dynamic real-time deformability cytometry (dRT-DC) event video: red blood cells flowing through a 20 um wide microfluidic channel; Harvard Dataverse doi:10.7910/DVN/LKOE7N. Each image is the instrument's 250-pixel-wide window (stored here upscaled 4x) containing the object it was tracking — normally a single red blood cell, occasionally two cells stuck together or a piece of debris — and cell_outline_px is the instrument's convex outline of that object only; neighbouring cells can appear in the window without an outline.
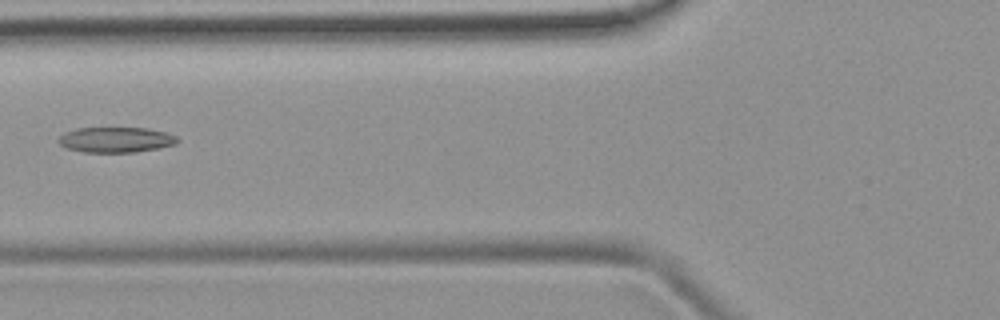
{"species": "common noctule bat (a hibernating species)", "species_latin": "Nyctalus noctula", "temperature_condition": "room temperature", "stored_images_in_passage": 7, "camera_frame_rate_fps": 3000, "um_per_image_px": 0.085, "animal": {"sex": "female", "body_mass_g": 19.9}, "frame": {"image": 1, "passage_image": 6, "time_ms": 5.667, "image_size_px": [1000, 320], "cell_outline_px": [[180, 140], [176, 144], [136, 152], [84, 152], [68, 148], [60, 144], [56, 140], [64, 132], [76, 128], [148, 128], [164, 132], [176, 136]], "centroid_in_image_um": [9.83, 11.87], "position_along_channel_um": 116.0, "area_um2": 17.51}}
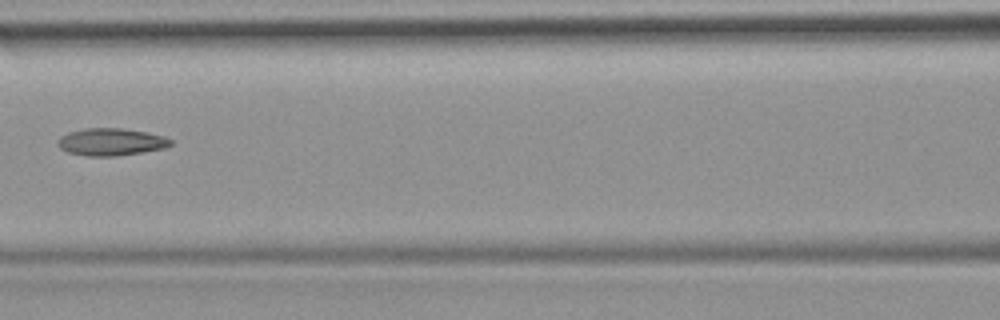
{"frame": {"image": 2, "passage_image": 7, "time_ms": 6.667, "image_size_px": [1000, 320], "cell_outline_px": [[172, 144], [164, 148], [116, 156], [88, 156], [68, 152], [60, 148], [56, 140], [60, 136], [68, 132], [84, 128], [124, 128], [148, 132], [164, 136], [172, 140]], "centroid_in_image_um": [9.42, 12.05], "position_along_channel_um": 157.2, "area_um2": 18.03}}